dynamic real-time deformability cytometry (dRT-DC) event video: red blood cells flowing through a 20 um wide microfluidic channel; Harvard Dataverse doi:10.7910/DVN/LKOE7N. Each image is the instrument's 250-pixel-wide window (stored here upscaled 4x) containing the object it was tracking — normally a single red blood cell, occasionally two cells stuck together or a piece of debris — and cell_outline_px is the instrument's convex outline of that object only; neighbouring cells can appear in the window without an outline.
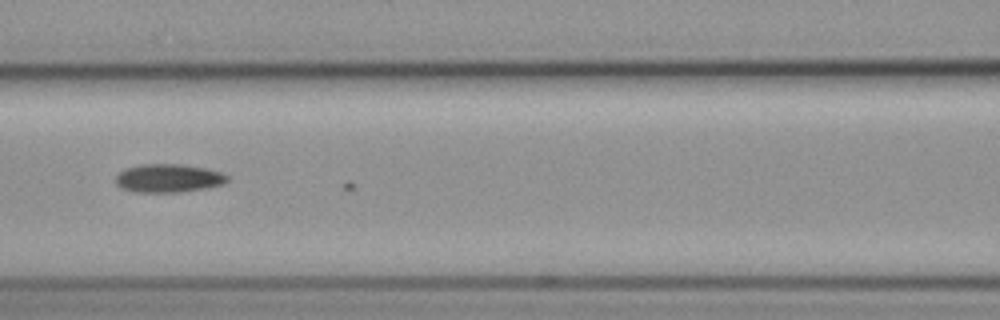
{"species": "common noctule bat (a hibernating species)", "species_latin": "Nyctalus noctula", "temperature_condition": "cold", "stored_images_in_passage": 10, "camera_frame_rate_fps": 3000, "um_per_image_px": 0.085, "animal": {"sex": "female", "body_mass_g": 19.3, "forearm_length_mm": 54.1}, "frame": {"image": 1, "passage_image": 7, "time_ms": 2.0, "image_size_px": [1000, 320], "cell_outline_px": [[228, 180], [224, 184], [204, 188], [180, 192], [132, 192], [120, 188], [116, 184], [116, 176], [120, 172], [128, 168], [140, 164], [180, 164], [208, 168], [220, 172], [228, 176]], "centroid_in_image_um": [14.31, 15.15], "position_along_channel_um": 152.3, "area_um2": 18.5}}